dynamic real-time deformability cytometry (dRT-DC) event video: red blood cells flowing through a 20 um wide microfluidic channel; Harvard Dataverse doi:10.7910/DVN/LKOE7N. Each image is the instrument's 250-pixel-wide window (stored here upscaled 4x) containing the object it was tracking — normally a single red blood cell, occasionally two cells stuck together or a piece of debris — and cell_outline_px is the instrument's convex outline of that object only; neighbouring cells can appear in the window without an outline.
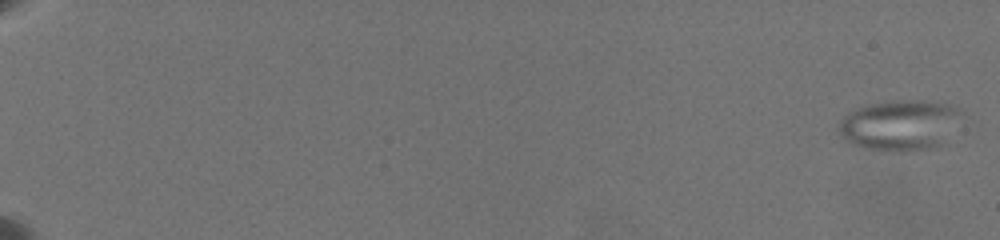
{"species": "common noctule bat (a hibernating species)", "species_latin": "Nyctalus noctula", "temperature_condition": "warm", "stored_images_in_passage": 49, "camera_frame_rate_fps": 3000, "um_per_image_px": 0.085, "animal": {"sex": "female", "body_mass_g": 19.5, "forearm_length_mm": 54.1}, "frame": {"image": 1, "passage_image": 1, "time_ms": 0.0, "image_size_px": [1000, 240], "cell_outline_px": [[964, 112], [940, 144], [928, 148], [900, 152], [892, 152], [864, 148], [852, 144], [844, 140], [840, 136], [840, 120], [848, 112], [856, 108], [868, 104], [892, 100], [924, 100], [948, 104], [960, 108]], "centroid_in_image_um": [76.44, 10.62], "position_along_channel_um": 8.6, "area_um2": 36.07}}
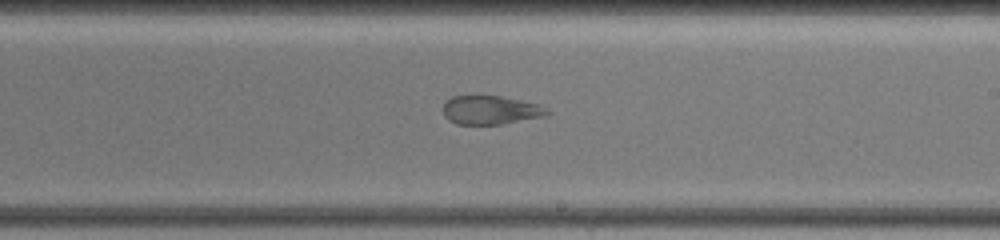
{"frame": {"image": 2, "passage_image": 33, "time_ms": 13.333, "image_size_px": [1000, 240], "cell_outline_px": [[552, 112], [544, 116], [500, 124], [456, 124], [448, 120], [444, 116], [444, 100], [452, 96], [500, 96], [536, 104], [548, 108]], "centroid_in_image_um": [41.67, 9.35], "position_along_channel_um": 247.3, "area_um2": 17.28}}
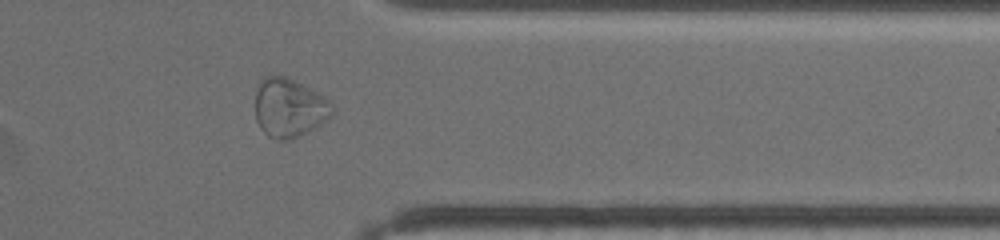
{"frame": {"image": 3, "passage_image": 44, "time_ms": 17.333, "image_size_px": [1000, 240], "cell_outline_px": [[336, 112], [328, 120], [292, 140], [280, 140], [268, 136], [260, 128], [256, 120], [256, 92], [260, 80], [264, 76], [284, 76], [300, 84], [328, 100], [332, 104]], "centroid_in_image_um": [24.58, 9.2], "position_along_channel_um": 386.8, "area_um2": 26.18}, "authors_computed_cell_mechanics": {"area_um2": 26.1834, "velocity_mm_per_s": 3.5632, "shape_relaxation_time_tau1_ms": null, "shape_relaxation_time_tau2_ms": 1.6239, "deformation_change_tau1": null, "deformation_change_tau2": 0.0924}}